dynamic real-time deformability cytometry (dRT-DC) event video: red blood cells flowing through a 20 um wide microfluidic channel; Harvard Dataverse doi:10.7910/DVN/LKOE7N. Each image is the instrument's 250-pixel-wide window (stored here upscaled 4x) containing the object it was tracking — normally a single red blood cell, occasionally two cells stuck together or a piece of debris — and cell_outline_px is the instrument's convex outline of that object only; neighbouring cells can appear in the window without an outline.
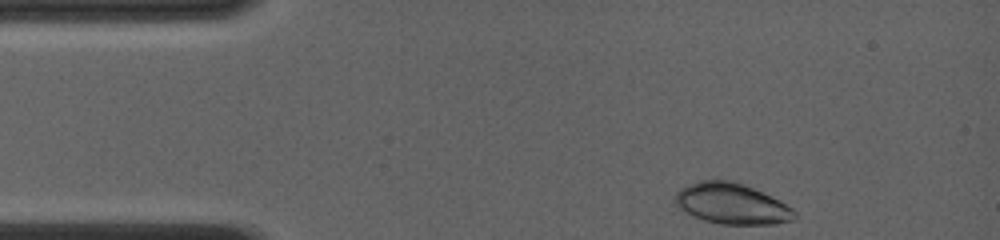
{"species": "common noctule bat (a hibernating species)", "species_latin": "Nyctalus noctula", "temperature_condition": "room temperature", "stored_images_in_passage": 38, "camera_frame_rate_fps": 4000, "um_per_image_px": 0.085, "animal": {"sex": "female", "body_mass_g": 19.0, "forearm_length_mm": 56.7}, "frame": {"image": 1, "passage_image": 1, "time_ms": 0.0, "image_size_px": [1000, 240], "cell_outline_px": [[796, 216], [792, 220], [776, 224], [720, 224], [704, 220], [692, 216], [680, 208], [676, 200], [676, 192], [680, 188], [688, 184], [700, 180], [732, 180], [772, 196], [780, 200], [792, 208], [796, 212]], "centroid_in_image_um": [62.21, 17.31], "position_along_channel_um": 22.8, "area_um2": 28.26}}
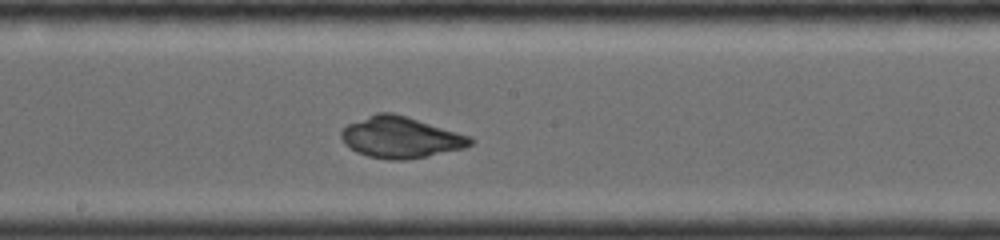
{"frame": {"image": 2, "passage_image": 25, "time_ms": 6.25, "image_size_px": [1000, 240], "cell_outline_px": [[476, 140], [472, 144], [464, 148], [404, 160], [392, 160], [368, 156], [356, 152], [344, 144], [340, 136], [340, 132], [348, 124], [376, 112], [392, 112], [408, 116], [472, 136]], "centroid_in_image_um": [34.06, 11.66], "position_along_channel_um": 214.1, "area_um2": 31.15}}
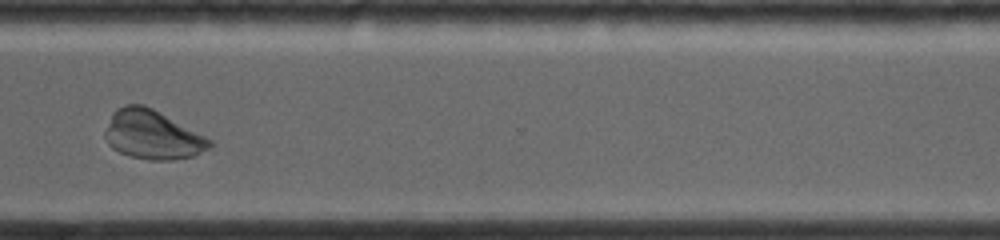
{"frame": {"image": 3, "passage_image": 37, "time_ms": 9.75, "image_size_px": [1000, 240], "cell_outline_px": [[212, 144], [208, 148], [192, 156], [172, 160], [152, 160], [128, 156], [112, 148], [108, 144], [104, 136], [104, 132], [112, 112], [116, 108], [124, 104], [144, 104], [152, 108], [212, 140]], "centroid_in_image_um": [12.9, 11.45], "position_along_channel_um": 357.7, "area_um2": 29.71}}